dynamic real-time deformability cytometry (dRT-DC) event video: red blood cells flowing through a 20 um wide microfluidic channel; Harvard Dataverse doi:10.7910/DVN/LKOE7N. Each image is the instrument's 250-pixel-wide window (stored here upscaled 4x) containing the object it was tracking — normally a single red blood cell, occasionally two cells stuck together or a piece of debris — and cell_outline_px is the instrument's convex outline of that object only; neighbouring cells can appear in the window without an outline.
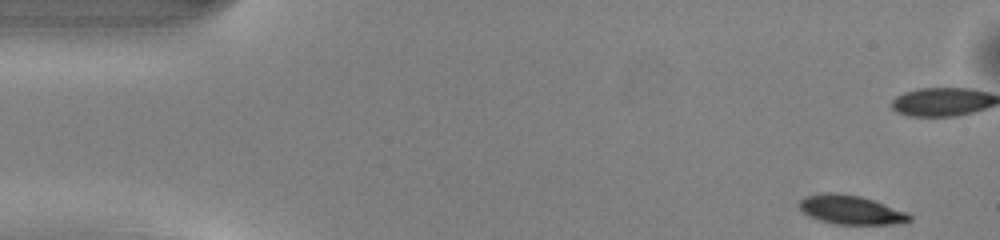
{"species": "common noctule bat (a hibernating species)", "species_latin": "Nyctalus noctula", "temperature_condition": "warm", "stored_images_in_passage": 37, "camera_frame_rate_fps": 3000, "um_per_image_px": 0.085, "animal": {"sex": "male", "body_mass_g": 13.0, "forearm_length_mm": 53.1}, "frame": {"image": 1, "passage_image": 1, "time_ms": 0.0, "image_size_px": [1000, 240], "cell_outline_px": [[912, 220], [892, 224], [836, 224], [820, 220], [808, 216], [796, 204], [804, 196], [824, 192], [828, 192], [860, 196], [872, 200], [904, 212], [912, 216]], "centroid_in_image_um": [72.24, 17.83], "position_along_channel_um": 12.8, "area_um2": 18.32}}
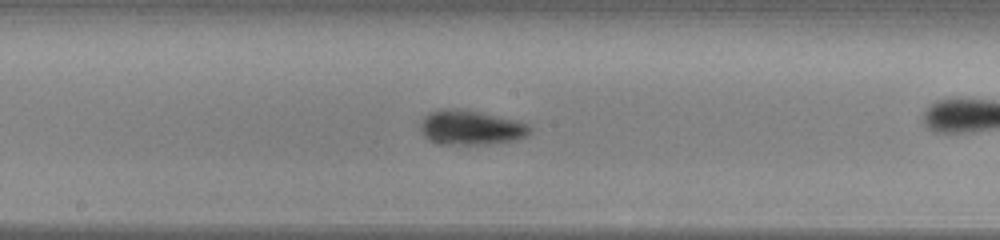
{"frame": {"image": 2, "passage_image": 24, "time_ms": 7.667, "image_size_px": [1000, 240], "cell_outline_px": [[532, 132], [528, 136], [520, 140], [492, 144], [436, 144], [428, 140], [420, 132], [420, 120], [428, 112], [436, 108], [464, 108], [516, 120], [528, 124], [532, 128]], "centroid_in_image_um": [40.01, 10.84], "position_along_channel_um": 208.2, "area_um2": 22.95}}
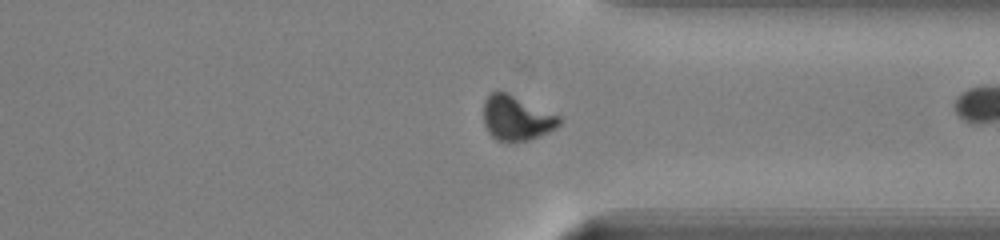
{"frame": {"image": 3, "passage_image": 36, "time_ms": 11.667, "image_size_px": [1000, 240], "cell_outline_px": [[560, 124], [556, 128], [548, 132], [528, 140], [508, 144], [496, 140], [488, 132], [484, 124], [484, 100], [496, 88], [500, 88], [560, 116]], "centroid_in_image_um": [43.87, 10.02], "position_along_channel_um": 367.5, "area_um2": 20.29}}